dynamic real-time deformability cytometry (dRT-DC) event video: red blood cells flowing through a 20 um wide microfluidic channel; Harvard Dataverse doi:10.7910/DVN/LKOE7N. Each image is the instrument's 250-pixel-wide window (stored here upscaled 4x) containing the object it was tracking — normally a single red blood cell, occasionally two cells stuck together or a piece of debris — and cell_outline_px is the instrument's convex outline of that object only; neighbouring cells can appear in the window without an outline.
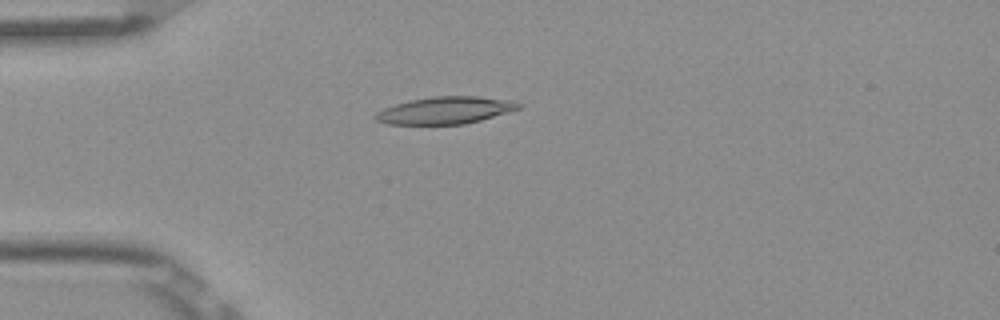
{"species": "Egyptian fruit bat (a non-hibernating species)", "species_latin": "Rousettus aegyptiacus", "temperature_condition": "room temperature", "stored_images_in_passage": 5, "camera_frame_rate_fps": 3000, "um_per_image_px": 0.085, "frame": {"image": 1, "passage_image": 4, "time_ms": 1.0, "image_size_px": [1000, 320], "cell_outline_px": [[520, 108], [480, 120], [464, 124], [388, 124], [376, 120], [372, 116], [376, 112], [384, 108], [408, 100], [432, 96], [476, 96], [516, 100], [520, 104]], "centroid_in_image_um": [37.83, 9.36], "position_along_channel_um": 47.2, "area_um2": 22.66}}